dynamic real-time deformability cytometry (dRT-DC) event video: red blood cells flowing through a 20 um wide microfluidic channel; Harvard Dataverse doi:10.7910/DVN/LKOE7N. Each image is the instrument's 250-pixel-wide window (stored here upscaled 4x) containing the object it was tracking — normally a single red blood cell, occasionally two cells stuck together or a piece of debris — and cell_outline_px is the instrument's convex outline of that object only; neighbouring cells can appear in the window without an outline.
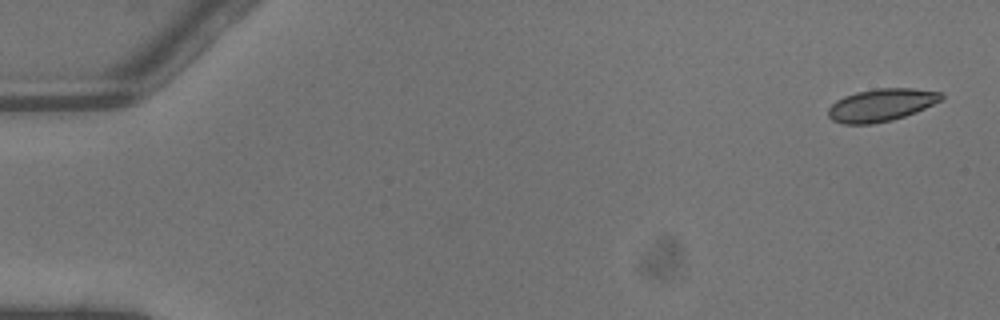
{"species": "common noctule bat (a hibernating species)", "species_latin": "Nyctalus noctula", "temperature_condition": "warm", "stored_images_in_passage": 5, "camera_frame_rate_fps": 3000, "um_per_image_px": 0.085, "animal": {"sex": "male", "body_mass_g": 13.3}, "frame": {"image": 1, "passage_image": 1, "time_ms": 0.0, "image_size_px": [1000, 320], "cell_outline_px": [[944, 100], [916, 112], [892, 120], [872, 124], [844, 124], [832, 120], [828, 116], [828, 108], [836, 100], [844, 96], [856, 92], [876, 88], [912, 88], [944, 92]], "centroid_in_image_um": [74.94, 8.92], "position_along_channel_um": 10.1, "area_um2": 21.73}}
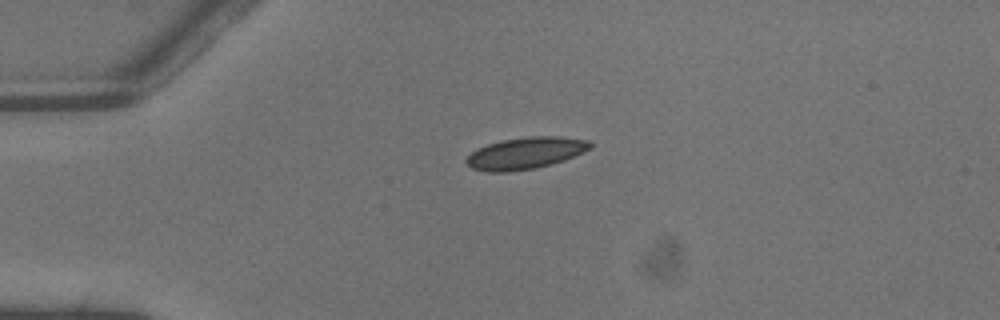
{"frame": {"image": 2, "passage_image": 4, "time_ms": 1.0, "image_size_px": [1000, 320], "cell_outline_px": [[592, 148], [584, 152], [564, 160], [552, 164], [536, 168], [508, 172], [488, 172], [472, 168], [464, 160], [476, 148], [500, 140], [532, 136], [560, 136], [588, 140], [592, 144]], "centroid_in_image_um": [44.67, 13.01], "position_along_channel_um": 40.3, "area_um2": 23.06}}